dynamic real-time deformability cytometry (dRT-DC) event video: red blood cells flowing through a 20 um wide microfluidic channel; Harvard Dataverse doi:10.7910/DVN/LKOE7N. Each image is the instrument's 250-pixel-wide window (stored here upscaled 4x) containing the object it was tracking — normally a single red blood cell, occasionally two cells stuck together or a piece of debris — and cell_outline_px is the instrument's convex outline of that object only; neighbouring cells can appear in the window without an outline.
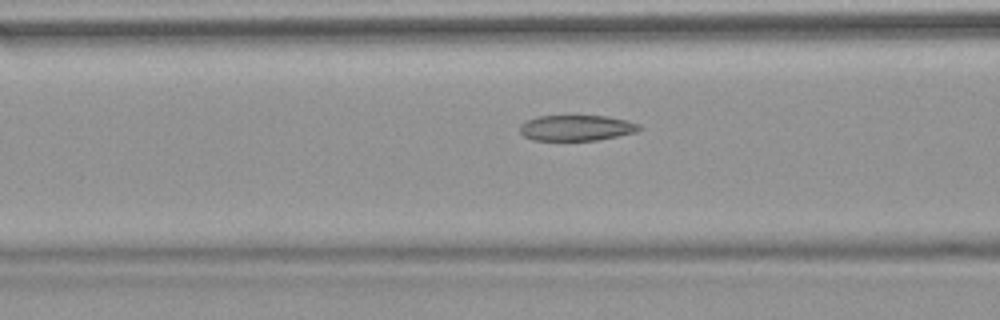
{"species": "common noctule bat (a hibernating species)", "species_latin": "Nyctalus noctula", "temperature_condition": "warm", "stored_images_in_passage": 37, "camera_frame_rate_fps": 3000, "um_per_image_px": 0.085, "animal": {"sex": "female", "body_mass_g": 18.4}, "frame": {"image": 1, "passage_image": 5, "time_ms": 1.333, "image_size_px": [1000, 320], "cell_outline_px": [[644, 128], [636, 132], [596, 140], [532, 140], [524, 136], [520, 132], [520, 124], [536, 116], [608, 116], [628, 120], [640, 124]], "centroid_in_image_um": [49.03, 10.86], "position_along_channel_um": 117.6, "area_um2": 17.92}}
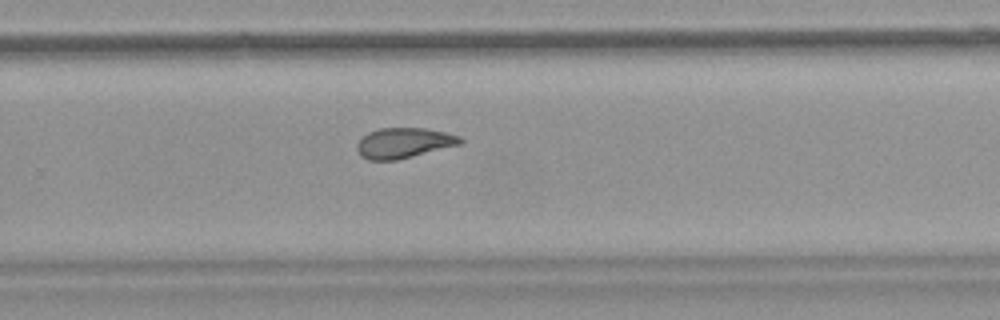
{"frame": {"image": 2, "passage_image": 19, "time_ms": 6.0, "image_size_px": [1000, 320], "cell_outline_px": [[464, 144], [396, 160], [368, 160], [360, 156], [356, 148], [356, 144], [368, 132], [380, 128], [424, 128], [444, 132], [460, 136], [464, 140]], "centroid_in_image_um": [34.35, 12.15], "position_along_channel_um": 295.5, "area_um2": 18.38}}
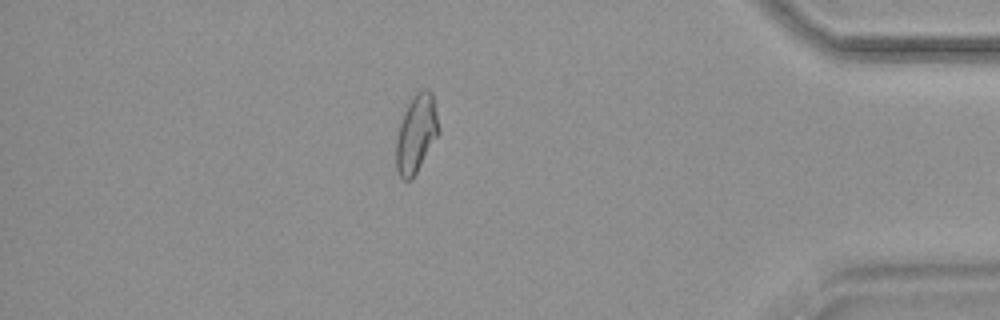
{"frame": {"image": 3, "passage_image": 30, "time_ms": 9.667, "image_size_px": [1000, 320], "cell_outline_px": [[440, 132], [412, 180], [404, 180], [400, 176], [396, 168], [396, 140], [400, 124], [404, 112], [412, 96], [416, 92], [424, 88], [428, 88], [432, 92], [440, 128]], "centroid_in_image_um": [35.4, 11.35], "position_along_channel_um": 399.8, "area_um2": 19.42}, "authors_computed_cell_mechanics": {"area_um2": 18.6116, "velocity_mm_per_s": 3.8194, "shape_relaxation_time_tau1_ms": null, "shape_relaxation_time_tau2_ms": 2.6316, "deformation_change_tau1": null, "deformation_change_tau2": 0.0485}}